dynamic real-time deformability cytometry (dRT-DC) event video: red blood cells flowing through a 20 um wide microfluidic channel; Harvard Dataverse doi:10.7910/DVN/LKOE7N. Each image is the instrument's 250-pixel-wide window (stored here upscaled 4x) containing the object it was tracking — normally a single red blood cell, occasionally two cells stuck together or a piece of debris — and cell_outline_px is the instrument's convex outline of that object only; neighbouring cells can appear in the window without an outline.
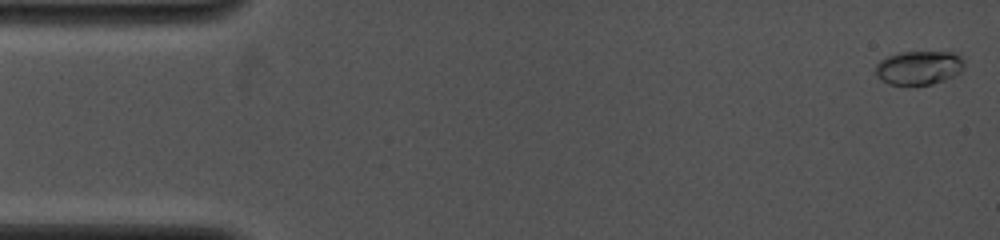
{"species": "common noctule bat (a hibernating species)", "species_latin": "Nyctalus noctula", "temperature_condition": "cold", "stored_images_in_passage": 42, "camera_frame_rate_fps": 4000, "um_per_image_px": 0.085, "animal": {"sex": "female", "body_mass_g": 19.0, "forearm_length_mm": 53.3}, "frame": {"image": 1, "passage_image": 2, "time_ms": 0.25, "image_size_px": [1000, 240], "cell_outline_px": [[964, 68], [956, 76], [932, 84], [888, 84], [880, 80], [876, 76], [876, 64], [880, 60], [888, 56], [900, 52], [960, 52], [964, 60]], "centroid_in_image_um": [78.15, 5.74], "position_along_channel_um": 6.9, "area_um2": 17.74}}
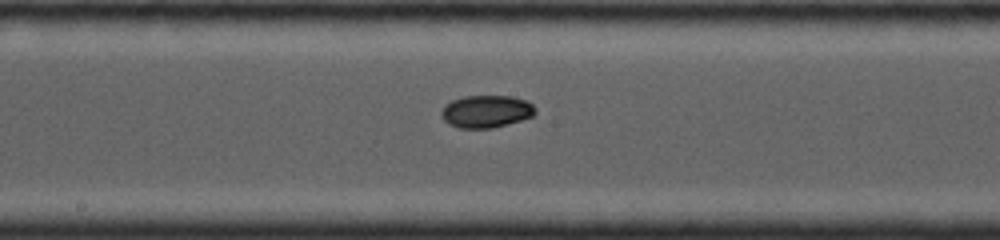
{"frame": {"image": 2, "passage_image": 23, "time_ms": 8.0, "image_size_px": [1000, 240], "cell_outline_px": [[536, 112], [532, 116], [520, 120], [492, 128], [460, 128], [448, 124], [440, 116], [440, 112], [444, 104], [452, 100], [464, 96], [512, 96], [528, 100], [536, 108]], "centroid_in_image_um": [41.31, 9.46], "position_along_channel_um": 206.9, "area_um2": 17.92}}
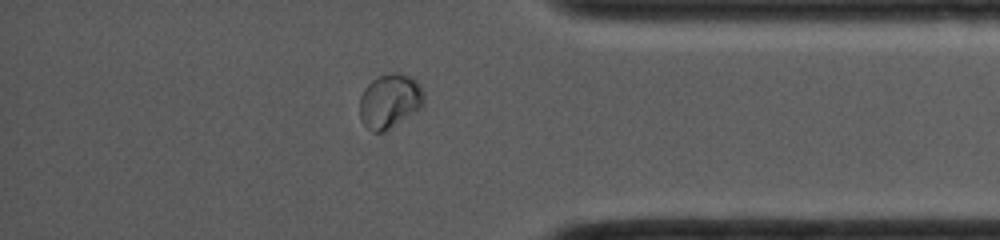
{"frame": {"image": 3, "passage_image": 37, "time_ms": 12.75, "image_size_px": [1000, 240], "cell_outline_px": [[424, 104], [420, 108], [384, 132], [372, 132], [360, 120], [360, 96], [364, 88], [376, 76], [392, 72], [396, 72], [408, 76], [416, 80], [420, 84], [424, 92]], "centroid_in_image_um": [33.12, 8.57], "position_along_channel_um": 402.1, "area_um2": 20.4}}